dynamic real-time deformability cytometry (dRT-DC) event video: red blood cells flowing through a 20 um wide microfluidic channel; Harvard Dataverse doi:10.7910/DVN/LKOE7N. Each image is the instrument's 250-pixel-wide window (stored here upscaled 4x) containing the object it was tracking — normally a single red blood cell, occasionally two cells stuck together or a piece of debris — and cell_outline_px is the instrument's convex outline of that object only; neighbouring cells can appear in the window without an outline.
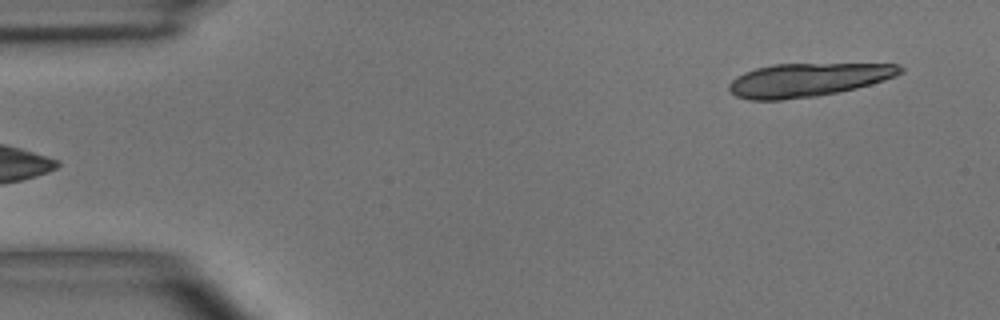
{"species": "common noctule bat (a hibernating species)", "species_latin": "Nyctalus noctula", "temperature_condition": "room temperature", "stored_images_in_passage": 4, "segment_of_instrument_passage": [2, 2], "camera_frame_rate_fps": 3000, "um_per_image_px": 0.085, "animal": {"sex": "male", "body_mass_g": 15.6}, "frame": {"image": 1, "passage_image": 4, "time_ms": 4.333, "image_size_px": [1000, 320], "cell_outline_px": [[904, 72], [896, 76], [884, 80], [856, 88], [816, 96], [780, 100], [748, 100], [736, 96], [728, 92], [728, 84], [736, 76], [744, 72], [756, 68], [772, 64], [900, 64], [904, 68]], "centroid_in_image_um": [68.63, 6.79], "position_along_channel_um": 16.4, "area_um2": 33.47}}